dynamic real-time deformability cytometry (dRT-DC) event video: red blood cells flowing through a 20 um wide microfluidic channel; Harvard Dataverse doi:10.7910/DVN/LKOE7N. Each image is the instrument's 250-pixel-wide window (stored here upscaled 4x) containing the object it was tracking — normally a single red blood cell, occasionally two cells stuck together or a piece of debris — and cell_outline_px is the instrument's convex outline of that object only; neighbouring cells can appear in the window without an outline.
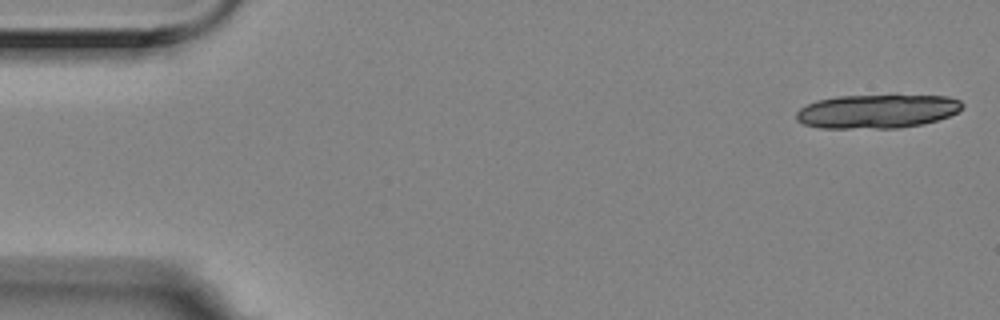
{"species": "Egyptian fruit bat (a non-hibernating species)", "species_latin": "Rousettus aegyptiacus", "temperature_condition": "room temperature", "stored_images_in_passage": 5, "segment_of_instrument_passage": [2, 2], "camera_frame_rate_fps": 3000, "um_per_image_px": 0.085, "animal": {"sex": "female"}, "frame": {"image": 1, "passage_image": 5, "time_ms": 1.333, "image_size_px": [1000, 320], "cell_outline_px": [[964, 108], [960, 112], [924, 124], [896, 128], [820, 128], [804, 124], [796, 120], [796, 112], [800, 108], [816, 100], [836, 96], [948, 96], [960, 100], [964, 104]], "centroid_in_image_um": [74.56, 9.47], "position_along_channel_um": 10.4, "area_um2": 32.77}}